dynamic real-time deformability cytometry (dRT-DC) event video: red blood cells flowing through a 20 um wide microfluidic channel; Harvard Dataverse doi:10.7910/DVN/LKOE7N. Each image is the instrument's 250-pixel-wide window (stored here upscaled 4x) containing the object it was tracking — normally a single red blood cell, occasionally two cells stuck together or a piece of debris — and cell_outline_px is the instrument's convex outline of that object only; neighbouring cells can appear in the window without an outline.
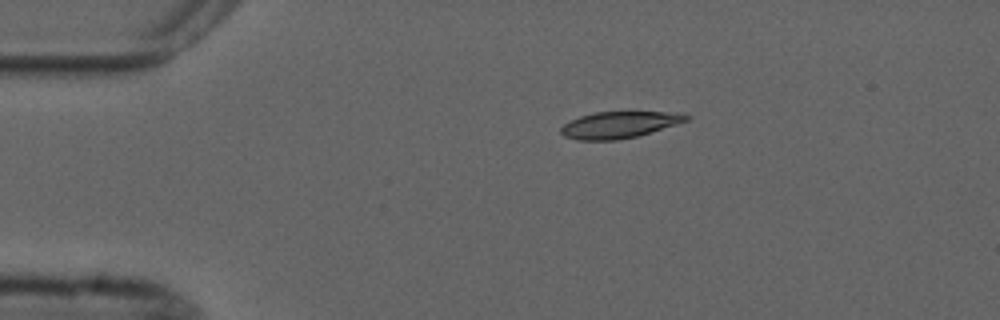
{"species": "common noctule bat (a hibernating species)", "species_latin": "Nyctalus noctula", "temperature_condition": "cold", "stored_images_in_passage": 3, "segment_of_instrument_passage": [1, 2], "camera_frame_rate_fps": 3000, "um_per_image_px": 0.085, "animal": {"sex": "male", "forearm_length_mm": 52.5}, "frame": {"image": 1, "passage_image": 1, "time_ms": 0.0, "image_size_px": [1000, 320], "cell_outline_px": [[692, 116], [688, 120], [676, 124], [636, 136], [616, 140], [576, 140], [564, 136], [560, 132], [560, 128], [564, 124], [580, 116], [596, 112], [684, 112]], "centroid_in_image_um": [52.65, 10.6], "position_along_channel_um": 32.4, "area_um2": 19.31}}